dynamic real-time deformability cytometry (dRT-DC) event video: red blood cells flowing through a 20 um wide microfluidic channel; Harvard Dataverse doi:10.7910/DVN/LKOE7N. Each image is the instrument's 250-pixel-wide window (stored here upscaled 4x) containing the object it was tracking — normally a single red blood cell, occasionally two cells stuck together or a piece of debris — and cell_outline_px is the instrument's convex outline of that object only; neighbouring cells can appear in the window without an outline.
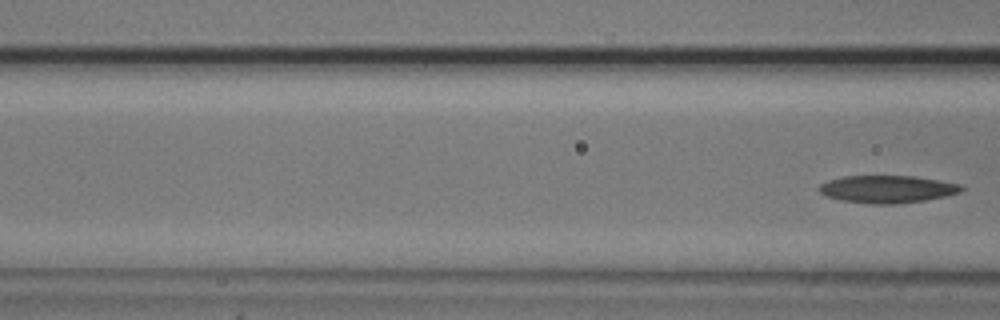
{"species": "common noctule bat (a hibernating species)", "species_latin": "Nyctalus noctula", "temperature_condition": "cold", "stored_images_in_passage": 4, "segment_of_instrument_passage": [2, 2], "camera_frame_rate_fps": 3000, "um_per_image_px": 0.085, "animal": {"sex": "male", "body_mass_g": 20.5, "forearm_length_mm": 52.5}, "frame": {"image": 1, "passage_image": 4, "time_ms": 3.333, "image_size_px": [1000, 320], "cell_outline_px": [[964, 188], [960, 192], [944, 196], [924, 200], [896, 204], [872, 204], [840, 200], [828, 196], [820, 192], [816, 188], [820, 184], [828, 180], [844, 176], [916, 176], [960, 184]], "centroid_in_image_um": [75.39, 16.07], "position_along_channel_um": 91.2, "area_um2": 22.72}}